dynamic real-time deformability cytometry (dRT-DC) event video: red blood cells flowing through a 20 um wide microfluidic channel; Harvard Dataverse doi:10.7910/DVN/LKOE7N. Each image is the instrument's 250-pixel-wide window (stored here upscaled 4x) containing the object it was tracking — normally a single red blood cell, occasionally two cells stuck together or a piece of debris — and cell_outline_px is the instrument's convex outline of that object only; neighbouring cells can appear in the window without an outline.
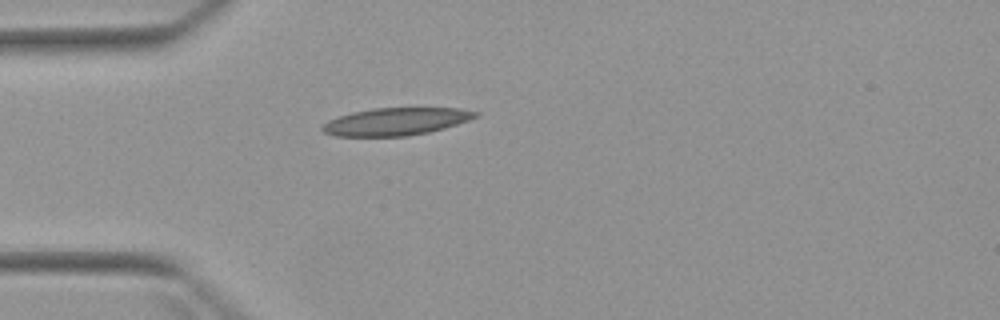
{"species": "Egyptian fruit bat (a non-hibernating species)", "species_latin": "Rousettus aegyptiacus", "temperature_condition": "warm", "stored_images_in_passage": 1, "camera_frame_rate_fps": 3000, "um_per_image_px": 0.085, "animal": {"sex": "female"}, "frame": {"image": 1, "passage_image": 1, "time_ms": 0.0, "image_size_px": [1000, 320], "cell_outline_px": [[480, 116], [444, 128], [428, 132], [408, 136], [336, 136], [324, 132], [320, 128], [328, 120], [336, 116], [352, 112], [372, 108], [460, 108], [480, 112]], "centroid_in_image_um": [33.65, 10.32], "position_along_channel_um": 51.3, "area_um2": 24.62}}